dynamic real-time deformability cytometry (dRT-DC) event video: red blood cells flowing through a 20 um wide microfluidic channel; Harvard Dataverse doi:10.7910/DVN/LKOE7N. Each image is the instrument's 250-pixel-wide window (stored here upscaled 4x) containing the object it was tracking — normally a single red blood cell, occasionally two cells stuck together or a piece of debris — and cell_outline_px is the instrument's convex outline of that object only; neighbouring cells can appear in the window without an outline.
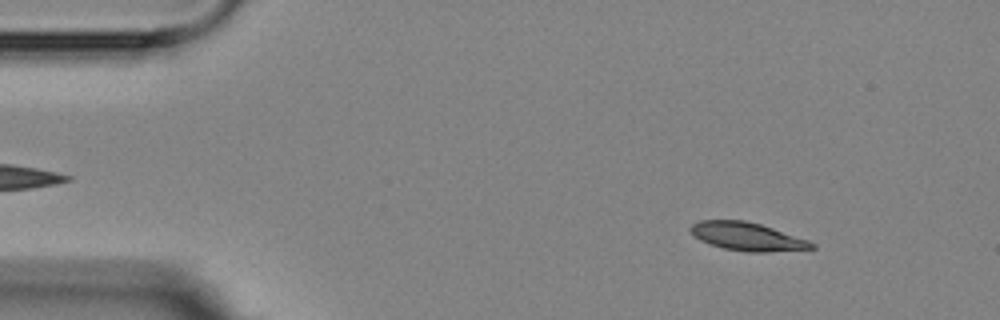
{"species": "Egyptian fruit bat (a non-hibernating species)", "species_latin": "Rousettus aegyptiacus", "temperature_condition": "room temperature", "stored_images_in_passage": 5, "camera_frame_rate_fps": 3000, "um_per_image_px": 0.085, "animal": {"sex": "female"}, "frame": {"image": 1, "passage_image": 1, "time_ms": 0.0, "image_size_px": [1000, 320], "cell_outline_px": [[816, 248], [768, 252], [748, 252], [724, 248], [708, 244], [700, 240], [688, 228], [692, 224], [700, 220], [744, 220], [760, 224], [808, 240], [816, 244]], "centroid_in_image_um": [63.51, 20.11], "position_along_channel_um": 21.5, "area_um2": 19.77}}
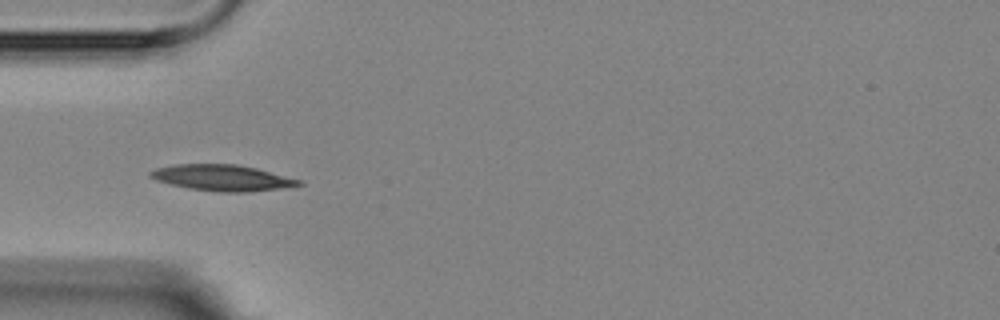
{"frame": {"image": 2, "passage_image": 4, "time_ms": 3.333, "image_size_px": [1000, 320], "cell_outline_px": [[304, 184], [248, 192], [220, 192], [188, 188], [156, 180], [148, 176], [148, 172], [156, 168], [176, 164], [236, 164], [256, 168], [300, 180]], "centroid_in_image_um": [18.83, 15.1], "position_along_channel_um": 66.2, "area_um2": 22.2}}
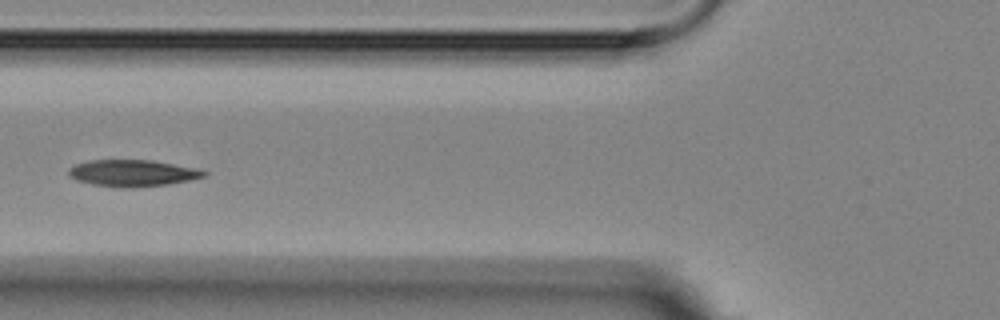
{"frame": {"image": 3, "passage_image": 5, "time_ms": 4.667, "image_size_px": [1000, 320], "cell_outline_px": [[208, 172], [204, 176], [188, 180], [168, 184], [132, 188], [120, 188], [92, 184], [76, 180], [68, 176], [68, 168], [76, 164], [88, 160], [152, 160], [196, 168]], "centroid_in_image_um": [11.22, 14.71], "position_along_channel_um": 114.6, "area_um2": 21.04}}